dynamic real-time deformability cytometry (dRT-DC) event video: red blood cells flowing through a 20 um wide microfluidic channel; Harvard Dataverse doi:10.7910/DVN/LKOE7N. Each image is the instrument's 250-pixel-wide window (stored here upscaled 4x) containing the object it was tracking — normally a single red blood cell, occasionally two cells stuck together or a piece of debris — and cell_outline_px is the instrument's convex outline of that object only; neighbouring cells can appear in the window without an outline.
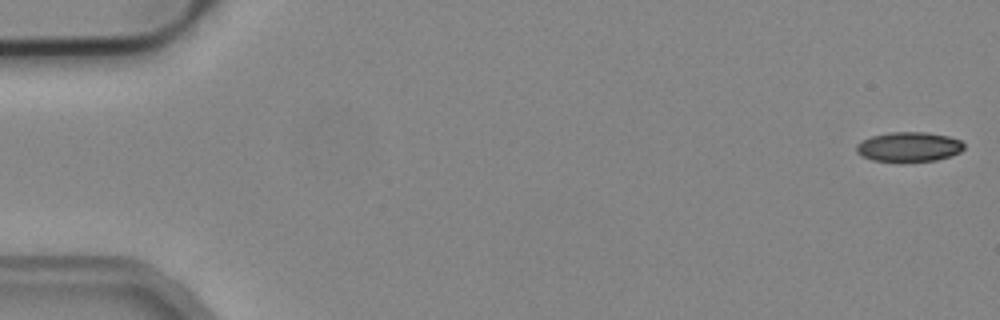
{"species": "common noctule bat (a hibernating species)", "species_latin": "Nyctalus noctula", "temperature_condition": "cold", "stored_images_in_passage": 54, "camera_frame_rate_fps": 3000, "um_per_image_px": 0.085, "animal": {"sex": "male", "body_mass_g": 19.2, "forearm_length_mm": 51.8}, "frame": {"image": 1, "passage_image": 1, "time_ms": 0.0, "image_size_px": [1000, 320], "cell_outline_px": [[964, 148], [960, 152], [952, 156], [936, 160], [872, 160], [860, 156], [856, 152], [856, 144], [872, 136], [888, 132], [928, 132], [948, 136], [960, 140], [964, 144]], "centroid_in_image_um": [77.26, 12.46], "position_along_channel_um": 7.7, "area_um2": 18.38}}
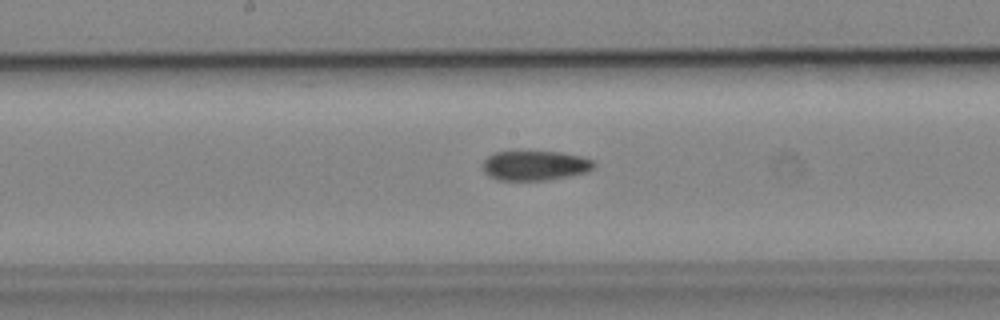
{"frame": {"image": 2, "passage_image": 28, "time_ms": 9.0, "image_size_px": [1000, 320], "cell_outline_px": [[596, 164], [588, 172], [568, 176], [544, 180], [496, 180], [488, 176], [484, 172], [484, 160], [488, 156], [496, 152], [560, 152], [580, 156], [592, 160]], "centroid_in_image_um": [45.47, 14.08], "position_along_channel_um": 202.7, "area_um2": 19.07}}
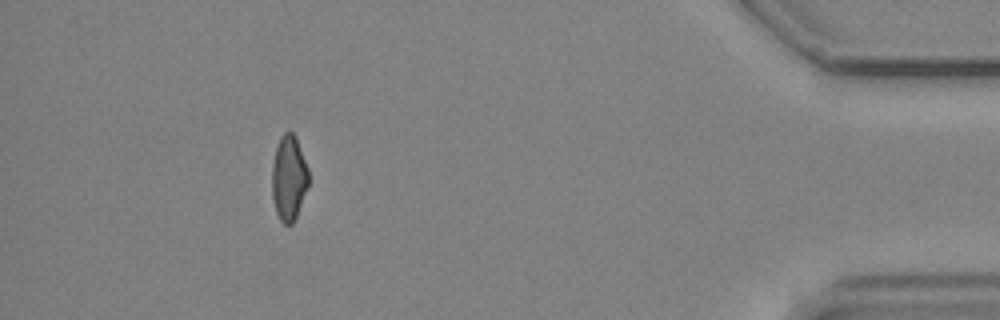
{"frame": {"image": 3, "passage_image": 49, "time_ms": 16.0, "image_size_px": [1000, 320], "cell_outline_px": [[308, 184], [296, 216], [292, 224], [284, 224], [280, 220], [276, 212], [272, 196], [272, 164], [276, 148], [280, 136], [284, 132], [292, 132], [296, 136], [308, 168]], "centroid_in_image_um": [24.54, 15.1], "position_along_channel_um": 410.7, "area_um2": 18.03}, "authors_computed_cell_mechanics": {"area_um2": 19.4786, "velocity_mm_per_s": 3.8161, "shape_relaxation_time_tau1_ms": 10.9647, "shape_relaxation_time_tau2_ms": null, "deformation_change_tau1": 0.1751, "deformation_change_tau2": null}}